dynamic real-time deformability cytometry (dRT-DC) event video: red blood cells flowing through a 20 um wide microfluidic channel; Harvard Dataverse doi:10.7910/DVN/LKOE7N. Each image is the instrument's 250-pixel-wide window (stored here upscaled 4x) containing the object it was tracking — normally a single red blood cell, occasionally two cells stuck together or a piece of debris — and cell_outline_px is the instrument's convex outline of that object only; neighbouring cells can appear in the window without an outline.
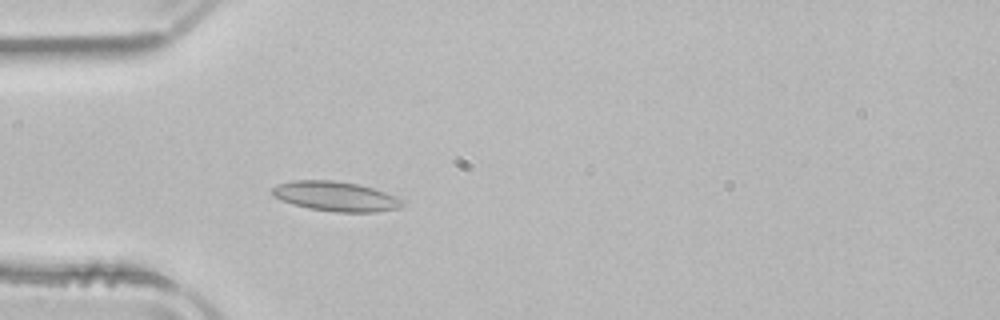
{"species": "common noctule bat (a hibernating species)", "species_latin": "Nyctalus noctula", "temperature_condition": "room temperature", "stored_images_in_passage": 50, "camera_frame_rate_fps": 3000, "um_per_image_px": 0.085, "animal": {"sex": "male", "body_mass_g": 21.5, "forearm_length_mm": 52.0}, "frame": {"image": 1, "passage_image": 14, "time_ms": 4.333, "image_size_px": [1000, 320], "cell_outline_px": [[404, 204], [400, 208], [376, 212], [336, 212], [308, 208], [292, 204], [280, 200], [272, 196], [268, 192], [276, 184], [292, 180], [336, 180], [360, 184], [396, 196], [404, 200]], "centroid_in_image_um": [28.49, 16.68], "position_along_channel_um": 56.5, "area_um2": 22.95}}
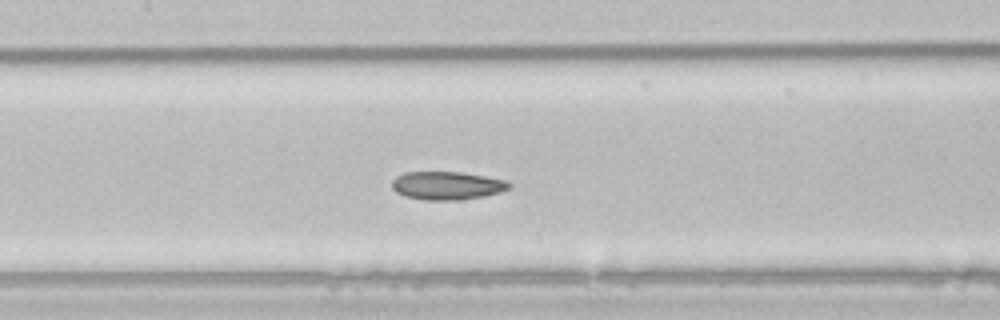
{"frame": {"image": 2, "passage_image": 23, "time_ms": 7.333, "image_size_px": [1000, 320], "cell_outline_px": [[512, 188], [500, 192], [484, 196], [460, 200], [424, 200], [404, 196], [396, 192], [392, 188], [392, 180], [396, 176], [404, 172], [460, 172], [508, 180], [512, 184]], "centroid_in_image_um": [38.01, 15.77], "position_along_channel_um": 169.4, "area_um2": 19.48}}
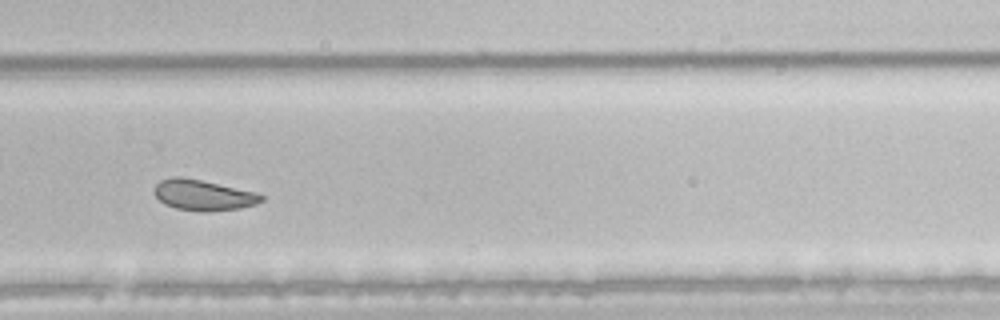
{"frame": {"image": 3, "passage_image": 34, "time_ms": 11.0, "image_size_px": [1000, 320], "cell_outline_px": [[264, 200], [256, 204], [240, 208], [208, 212], [204, 212], [176, 208], [164, 204], [156, 196], [156, 184], [160, 180], [172, 176], [180, 176], [200, 180], [256, 192], [264, 196]], "centroid_in_image_um": [17.29, 16.59], "position_along_channel_um": 312.5, "area_um2": 19.02}, "authors_computed_cell_mechanics": {"area_um2": 21.5594, "velocity_mm_per_s": 3.9242, "shape_relaxation_time_tau1_ms": null, "shape_relaxation_time_tau2_ms": 3.944, "deformation_change_tau1": null, "deformation_change_tau2": 0.0812}}